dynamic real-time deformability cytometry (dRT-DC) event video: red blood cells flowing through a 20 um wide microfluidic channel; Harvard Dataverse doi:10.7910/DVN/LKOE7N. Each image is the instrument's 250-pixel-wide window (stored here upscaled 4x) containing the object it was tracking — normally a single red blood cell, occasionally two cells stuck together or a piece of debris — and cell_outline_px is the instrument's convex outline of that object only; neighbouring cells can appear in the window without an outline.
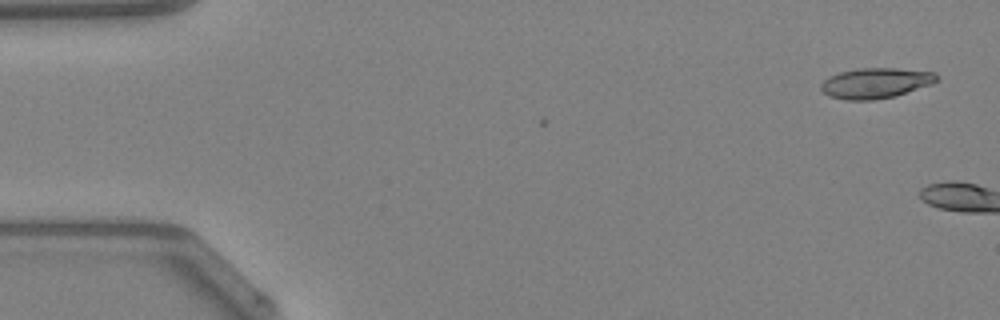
{"species": "Egyptian fruit bat (a non-hibernating species)", "species_latin": "Rousettus aegyptiacus", "temperature_condition": "warm", "stored_images_in_passage": 5, "camera_frame_rate_fps": 3000, "um_per_image_px": 0.085, "animal": {"sex": "female"}, "frame": {"image": 1, "passage_image": 5, "time_ms": 1.333, "image_size_px": [1000, 320], "cell_outline_px": [[940, 76], [936, 80], [928, 84], [896, 96], [872, 100], [848, 100], [828, 96], [820, 88], [820, 84], [828, 76], [840, 72], [856, 68], [896, 68], [936, 72]], "centroid_in_image_um": [74.39, 7.05], "position_along_channel_um": 10.6, "area_um2": 20.46}}